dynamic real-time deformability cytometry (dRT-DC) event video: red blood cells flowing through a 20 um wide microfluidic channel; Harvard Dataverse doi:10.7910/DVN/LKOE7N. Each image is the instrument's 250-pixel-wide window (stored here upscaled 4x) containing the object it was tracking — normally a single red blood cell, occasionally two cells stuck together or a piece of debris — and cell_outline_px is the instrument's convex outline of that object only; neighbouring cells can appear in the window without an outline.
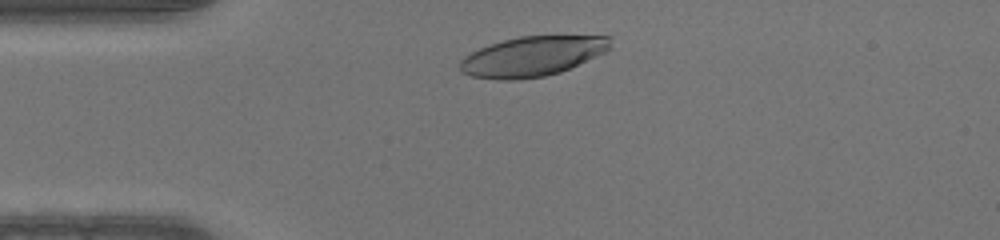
{"species": "human", "species_latin": "Homo sapiens", "temperature_condition": "warm", "stored_images_in_passage": 30, "camera_frame_rate_fps": 3000, "um_per_image_px": 0.085, "donor": {"sex": "male"}, "frame": {"image": 1, "passage_image": 2, "time_ms": 0.333, "image_size_px": [1000, 240], "cell_outline_px": [[612, 48], [596, 56], [560, 72], [544, 76], [516, 80], [496, 80], [472, 76], [460, 72], [460, 60], [464, 56], [480, 48], [504, 40], [520, 36], [612, 36]], "centroid_in_image_um": [45.25, 4.79], "position_along_channel_um": 39.7, "area_um2": 34.85}}
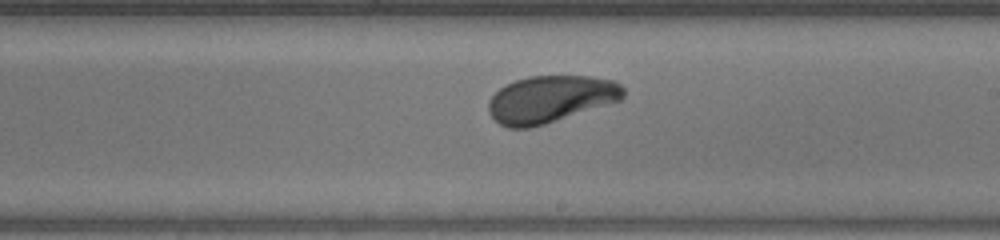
{"frame": {"image": 2, "passage_image": 18, "time_ms": 5.667, "image_size_px": [1000, 240], "cell_outline_px": [[624, 96], [620, 100], [544, 124], [528, 128], [508, 128], [500, 124], [488, 112], [488, 100], [504, 84], [528, 76], [592, 76], [616, 80], [624, 88]], "centroid_in_image_um": [46.78, 8.41], "position_along_channel_um": 242.2, "area_um2": 36.88}}
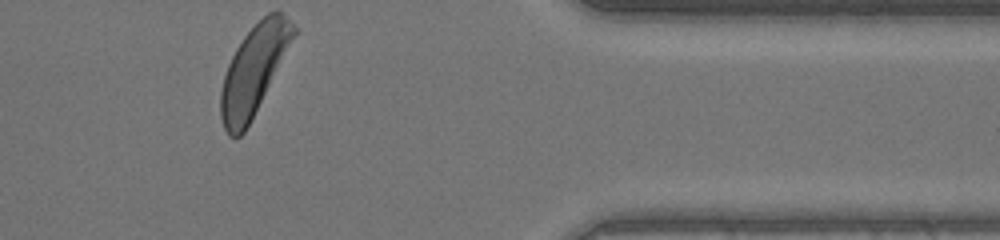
{"frame": {"image": 3, "passage_image": 30, "time_ms": 9.667, "image_size_px": [1000, 240], "cell_outline_px": [[300, 28], [244, 132], [240, 136], [228, 136], [224, 128], [220, 116], [220, 92], [224, 76], [228, 64], [236, 48], [244, 36], [268, 12], [280, 12]], "centroid_in_image_um": [21.58, 5.94], "position_along_channel_um": 389.8, "area_um2": 37.17}}